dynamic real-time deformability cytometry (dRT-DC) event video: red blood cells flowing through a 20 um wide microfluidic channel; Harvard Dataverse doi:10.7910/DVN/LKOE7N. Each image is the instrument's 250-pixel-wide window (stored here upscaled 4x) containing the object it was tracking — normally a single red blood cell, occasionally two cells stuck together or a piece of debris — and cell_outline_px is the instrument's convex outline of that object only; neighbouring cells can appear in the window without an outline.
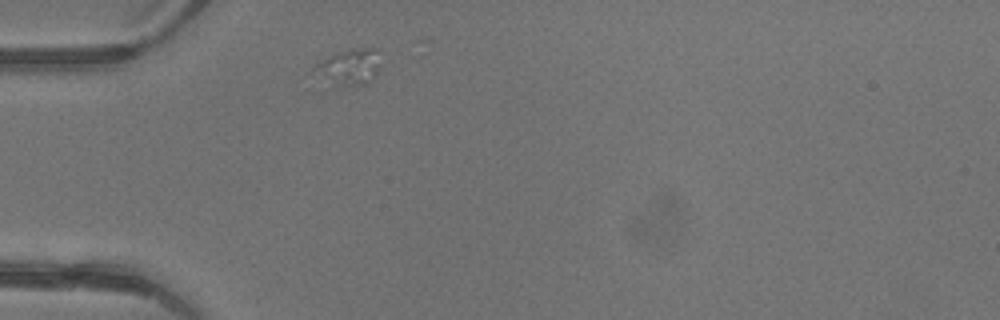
{"species": "common noctule bat (a hibernating species)", "species_latin": "Nyctalus noctula", "temperature_condition": "warm", "stored_images_in_passage": 1, "camera_frame_rate_fps": 3000, "um_per_image_px": 0.085, "animal": {"sex": "female"}, "frame": {"image": 1, "passage_image": 1, "time_ms": 0.0, "image_size_px": [1000, 320], "cell_outline_px": [[376, 76], [368, 84], [328, 92], [324, 92], [312, 68], [320, 60], [328, 56], [352, 48], [376, 48]], "centroid_in_image_um": [29.47, 5.88], "position_along_channel_um": 55.5, "area_um2": 15.26}}